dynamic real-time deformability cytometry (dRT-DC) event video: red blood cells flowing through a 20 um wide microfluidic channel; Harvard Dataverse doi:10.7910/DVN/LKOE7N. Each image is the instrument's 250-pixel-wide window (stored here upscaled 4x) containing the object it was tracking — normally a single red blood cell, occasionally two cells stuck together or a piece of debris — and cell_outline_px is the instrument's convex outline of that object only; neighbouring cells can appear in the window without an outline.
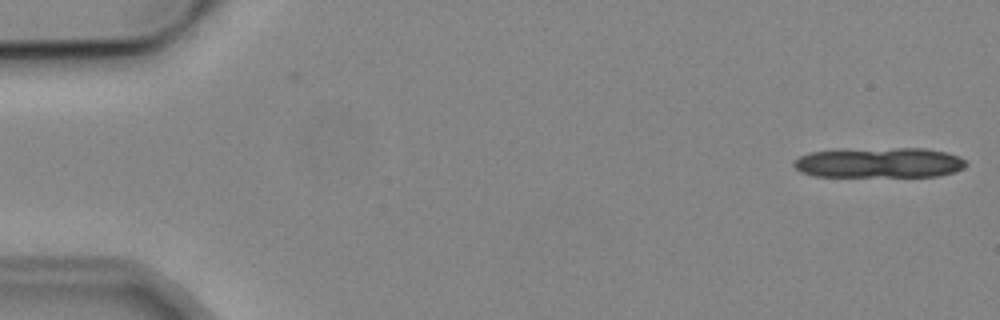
{"species": "common noctule bat (a hibernating species)", "species_latin": "Nyctalus noctula", "temperature_condition": "cold", "stored_images_in_passage": 5, "camera_frame_rate_fps": 3000, "um_per_image_px": 0.085, "animal": {"sex": "male", "body_mass_g": 19.2, "forearm_length_mm": 51.8}, "frame": {"image": 1, "passage_image": 1, "time_ms": 0.0, "image_size_px": [1000, 320], "cell_outline_px": [[968, 164], [964, 168], [956, 172], [936, 176], [816, 176], [800, 172], [792, 164], [792, 160], [808, 152], [844, 148], [924, 148], [948, 152], [964, 160]], "centroid_in_image_um": [74.7, 13.81], "position_along_channel_um": 10.3, "area_um2": 30.87}}